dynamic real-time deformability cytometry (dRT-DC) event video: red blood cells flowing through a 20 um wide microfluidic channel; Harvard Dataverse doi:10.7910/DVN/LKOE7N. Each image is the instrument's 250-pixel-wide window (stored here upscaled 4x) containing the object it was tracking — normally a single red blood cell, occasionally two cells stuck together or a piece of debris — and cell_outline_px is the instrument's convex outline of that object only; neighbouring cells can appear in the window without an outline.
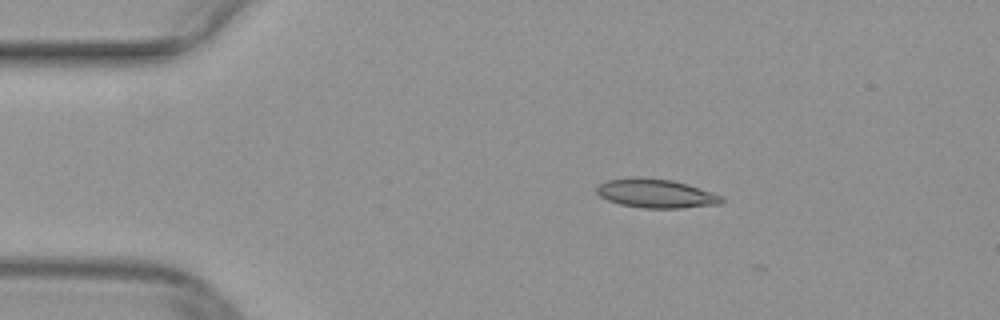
{"species": "common noctule bat (a hibernating species)", "species_latin": "Nyctalus noctula", "temperature_condition": "warm", "stored_images_in_passage": 6, "camera_frame_rate_fps": 3000, "um_per_image_px": 0.085, "animal": {"sex": "female", "body_mass_g": 29.2, "forearm_length_mm": 56.3}, "frame": {"image": 1, "passage_image": 1, "time_ms": 0.0, "image_size_px": [1000, 320], "cell_outline_px": [[724, 200], [720, 204], [680, 208], [644, 208], [620, 204], [608, 200], [600, 196], [596, 192], [596, 188], [600, 184], [608, 180], [672, 180], [688, 184], [724, 196]], "centroid_in_image_um": [55.84, 16.49], "position_along_channel_um": 29.2, "area_um2": 20.17}}